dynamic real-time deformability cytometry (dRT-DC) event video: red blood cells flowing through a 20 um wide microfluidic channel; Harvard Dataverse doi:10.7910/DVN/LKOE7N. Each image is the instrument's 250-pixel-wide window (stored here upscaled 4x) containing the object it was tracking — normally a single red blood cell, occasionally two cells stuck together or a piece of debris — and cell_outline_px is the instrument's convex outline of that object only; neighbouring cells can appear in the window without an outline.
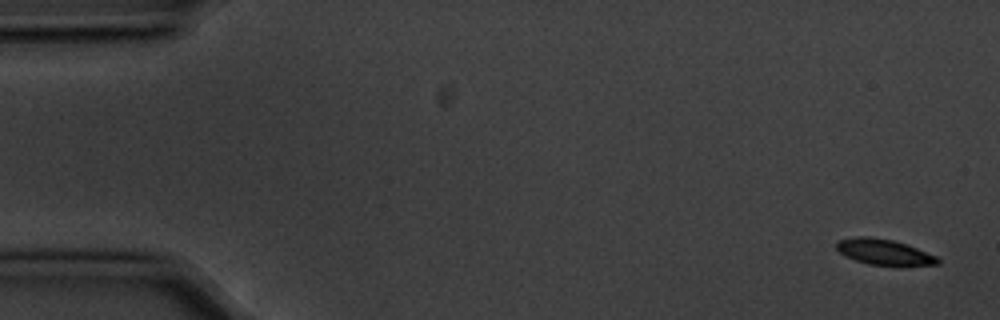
{"species": "common noctule bat (a hibernating species)", "species_latin": "Nyctalus noctula", "temperature_condition": "cold", "stored_images_in_passage": 5, "camera_frame_rate_fps": 3000, "um_per_image_px": 0.085, "animal": {"sex": "male", "body_mass_g": 20.1, "forearm_length_mm": 53.5}, "frame": {"image": 1, "passage_image": 1, "time_ms": 0.0, "image_size_px": [1000, 320], "cell_outline_px": [[940, 264], [868, 264], [856, 260], [840, 252], [836, 248], [836, 244], [840, 240], [856, 236], [868, 236], [892, 240], [916, 248], [936, 256], [940, 260]], "centroid_in_image_um": [75.11, 21.39], "position_along_channel_um": 9.9, "area_um2": 14.45}}
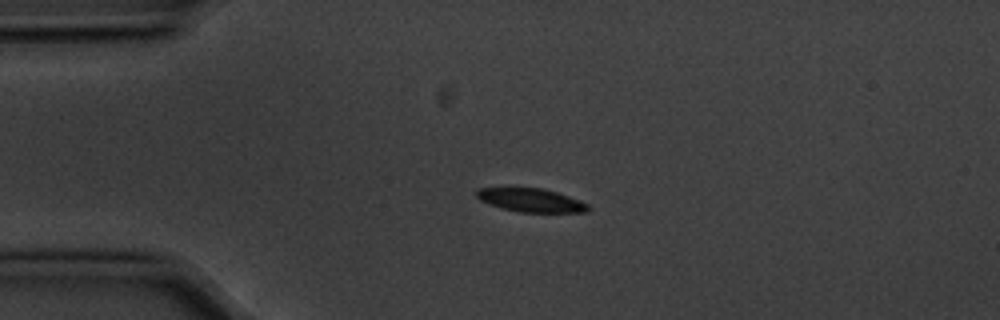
{"frame": {"image": 2, "passage_image": 4, "time_ms": 1.0, "image_size_px": [1000, 320], "cell_outline_px": [[592, 208], [588, 212], [520, 212], [500, 208], [488, 204], [480, 200], [476, 196], [476, 188], [544, 188], [568, 196], [588, 204]], "centroid_in_image_um": [45.12, 17.02], "position_along_channel_um": 39.9, "area_um2": 15.32}}